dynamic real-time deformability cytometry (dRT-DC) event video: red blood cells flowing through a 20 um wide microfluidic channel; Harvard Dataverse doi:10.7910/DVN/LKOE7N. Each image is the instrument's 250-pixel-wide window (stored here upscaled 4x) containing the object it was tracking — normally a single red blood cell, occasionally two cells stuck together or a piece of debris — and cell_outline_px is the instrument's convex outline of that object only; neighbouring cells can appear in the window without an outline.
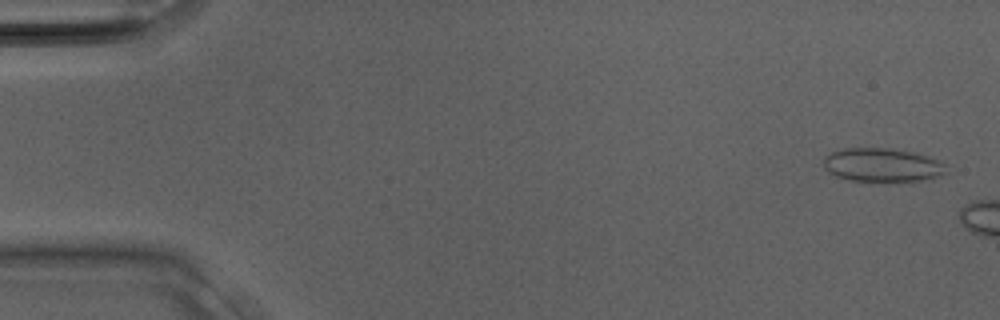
{"species": "Egyptian fruit bat (a non-hibernating species)", "species_latin": "Rousettus aegyptiacus", "temperature_condition": "room temperature", "stored_images_in_passage": 5, "camera_frame_rate_fps": 3000, "um_per_image_px": 0.085, "animal": {"sex": "male"}, "frame": {"image": 1, "passage_image": 1, "time_ms": 0.0, "image_size_px": [1000, 320], "cell_outline_px": [[944, 172], [940, 176], [932, 180], [852, 180], [836, 176], [828, 172], [824, 168], [824, 156], [832, 152], [844, 148], [892, 148], [916, 152], [940, 160], [944, 164]], "centroid_in_image_um": [75.0, 14.0], "position_along_channel_um": 10.0, "area_um2": 23.93}}